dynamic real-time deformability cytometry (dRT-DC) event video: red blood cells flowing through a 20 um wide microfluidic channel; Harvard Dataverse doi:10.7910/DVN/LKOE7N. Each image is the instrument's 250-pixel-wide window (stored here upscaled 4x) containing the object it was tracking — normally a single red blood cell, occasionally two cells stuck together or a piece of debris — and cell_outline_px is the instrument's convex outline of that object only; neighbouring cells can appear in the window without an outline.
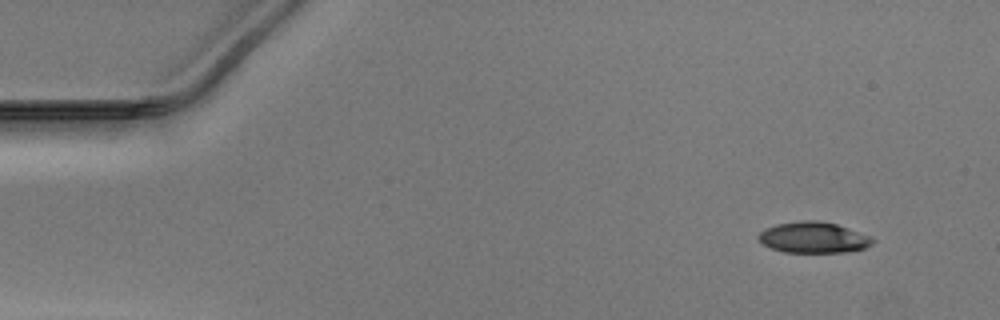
{"species": "Egyptian fruit bat (a non-hibernating species)", "species_latin": "Rousettus aegyptiacus", "temperature_condition": "warm", "stored_images_in_passage": 11, "camera_frame_rate_fps": 3000, "um_per_image_px": 0.085, "animal": {"sex": "male"}, "frame": {"image": 1, "passage_image": 1, "time_ms": 0.0, "image_size_px": [1000, 320], "cell_outline_px": [[876, 240], [872, 244], [864, 248], [848, 252], [784, 252], [772, 248], [764, 244], [756, 236], [764, 228], [776, 224], [800, 220], [820, 220], [836, 224], [872, 236]], "centroid_in_image_um": [69.16, 20.17], "position_along_channel_um": 15.8, "area_um2": 20.75}}